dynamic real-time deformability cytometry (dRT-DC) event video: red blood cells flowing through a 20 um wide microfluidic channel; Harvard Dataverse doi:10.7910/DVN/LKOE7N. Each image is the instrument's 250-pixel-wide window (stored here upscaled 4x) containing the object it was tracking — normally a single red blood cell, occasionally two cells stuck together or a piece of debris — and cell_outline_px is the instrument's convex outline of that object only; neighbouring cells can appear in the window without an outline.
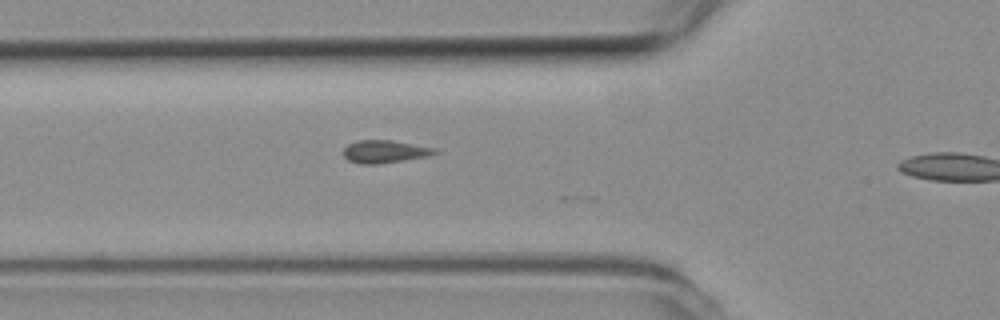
{"species": "common noctule bat (a hibernating species)", "species_latin": "Nyctalus noctula", "temperature_condition": "room temperature", "stored_images_in_passage": 4, "camera_frame_rate_fps": 3000, "um_per_image_px": 0.085, "animal": {"sex": "female", "body_mass_g": 19.3, "forearm_length_mm": 54.1}, "frame": {"image": 1, "passage_image": 3, "time_ms": 0.667, "image_size_px": [1000, 320], "cell_outline_px": [[440, 152], [428, 156], [380, 164], [360, 164], [348, 160], [344, 156], [344, 148], [348, 144], [360, 140], [392, 140], [436, 148]], "centroid_in_image_um": [32.72, 12.88], "position_along_channel_um": 93.1, "area_um2": 12.14}}